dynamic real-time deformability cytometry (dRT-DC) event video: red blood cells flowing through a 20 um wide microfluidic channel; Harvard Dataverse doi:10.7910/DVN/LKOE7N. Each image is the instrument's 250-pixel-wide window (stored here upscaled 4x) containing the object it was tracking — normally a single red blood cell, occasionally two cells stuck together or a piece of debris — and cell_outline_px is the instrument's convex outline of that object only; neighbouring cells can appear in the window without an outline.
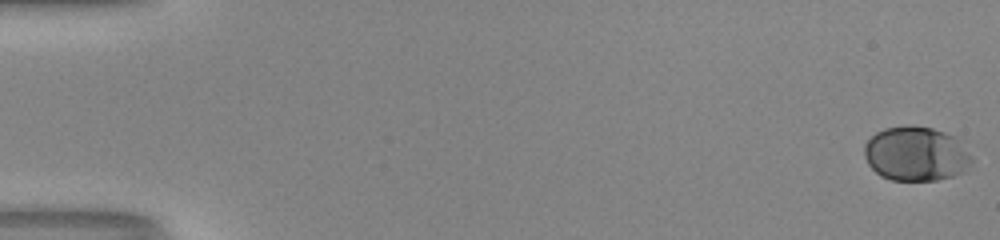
{"species": "human", "species_latin": "Homo sapiens", "temperature_condition": "room temperature", "stored_images_in_passage": 53, "camera_frame_rate_fps": 3000, "um_per_image_px": 0.085, "donor": {"sex": "male"}, "frame": {"image": 1, "passage_image": 1, "time_ms": 0.0, "image_size_px": [1000, 240], "cell_outline_px": [[972, 160], [964, 172], [952, 176], [936, 180], [892, 180], [880, 176], [868, 164], [864, 156], [864, 144], [876, 132], [884, 128], [908, 124], [932, 128], [956, 136], [960, 140], [972, 156]], "centroid_in_image_um": [77.86, 13.06], "position_along_channel_um": 7.1, "area_um2": 34.39}}
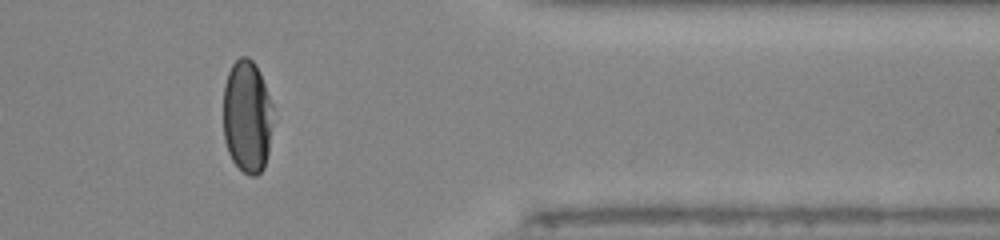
{"frame": {"image": 2, "passage_image": 44, "time_ms": 14.333, "image_size_px": [1000, 240], "cell_outline_px": [[272, 124], [268, 152], [264, 168], [256, 176], [248, 176], [232, 160], [228, 152], [224, 140], [224, 84], [228, 72], [232, 64], [240, 56], [248, 56], [256, 64], [260, 72], [272, 104]], "centroid_in_image_um": [21.0, 9.9], "position_along_channel_um": 390.4, "area_um2": 32.89}}
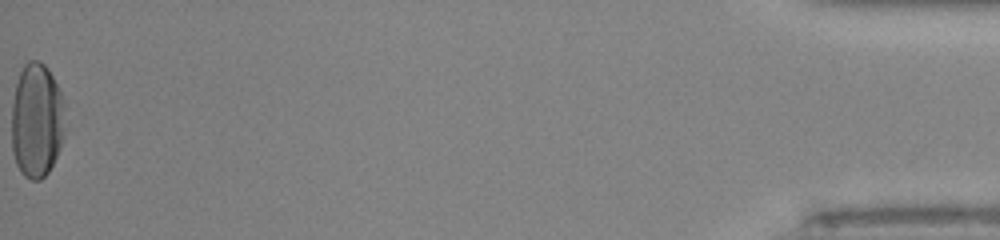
{"frame": {"image": 3, "passage_image": 53, "time_ms": 17.333, "image_size_px": [1000, 240], "cell_outline_px": [[64, 132], [60, 148], [48, 172], [40, 180], [32, 180], [24, 176], [20, 172], [16, 164], [12, 152], [12, 104], [16, 84], [20, 72], [24, 64], [28, 60], [40, 60], [48, 68], [60, 92], [64, 104]], "centroid_in_image_um": [3.11, 10.24], "position_along_channel_um": 432.1, "area_um2": 35.84}, "authors_computed_cell_mechanics": {"area_um2": 34.4488, "velocity_mm_per_s": 4.113, "shape_relaxation_time_tau1_ms": 3.4197, "shape_relaxation_time_tau2_ms": null, "deformation_change_tau1": 0.1587, "deformation_change_tau2": null}}